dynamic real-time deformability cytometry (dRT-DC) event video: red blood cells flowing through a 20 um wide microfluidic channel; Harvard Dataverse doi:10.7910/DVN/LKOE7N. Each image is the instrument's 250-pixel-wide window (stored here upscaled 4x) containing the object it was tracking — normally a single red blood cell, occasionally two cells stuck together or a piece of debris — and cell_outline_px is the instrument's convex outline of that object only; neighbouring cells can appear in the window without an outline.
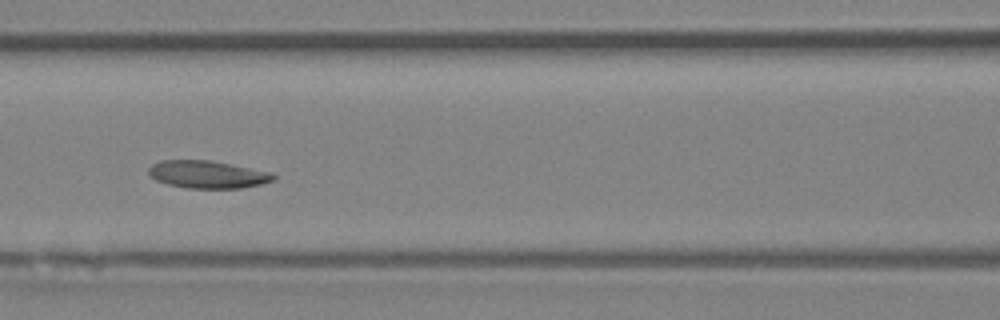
{"species": "Egyptian fruit bat (a non-hibernating species)", "species_latin": "Rousettus aegyptiacus", "temperature_condition": "room temperature", "stored_images_in_passage": 3, "camera_frame_rate_fps": 3000, "um_per_image_px": 0.085, "animal": {"sex": "female"}, "frame": {"image": 1, "passage_image": 3, "time_ms": 2.0, "image_size_px": [1000, 320], "cell_outline_px": [[276, 180], [260, 184], [240, 188], [188, 188], [168, 184], [156, 180], [148, 172], [148, 168], [152, 164], [160, 160], [212, 160], [272, 172], [276, 176]], "centroid_in_image_um": [17.66, 14.82], "position_along_channel_um": 148.9, "area_um2": 20.11}}